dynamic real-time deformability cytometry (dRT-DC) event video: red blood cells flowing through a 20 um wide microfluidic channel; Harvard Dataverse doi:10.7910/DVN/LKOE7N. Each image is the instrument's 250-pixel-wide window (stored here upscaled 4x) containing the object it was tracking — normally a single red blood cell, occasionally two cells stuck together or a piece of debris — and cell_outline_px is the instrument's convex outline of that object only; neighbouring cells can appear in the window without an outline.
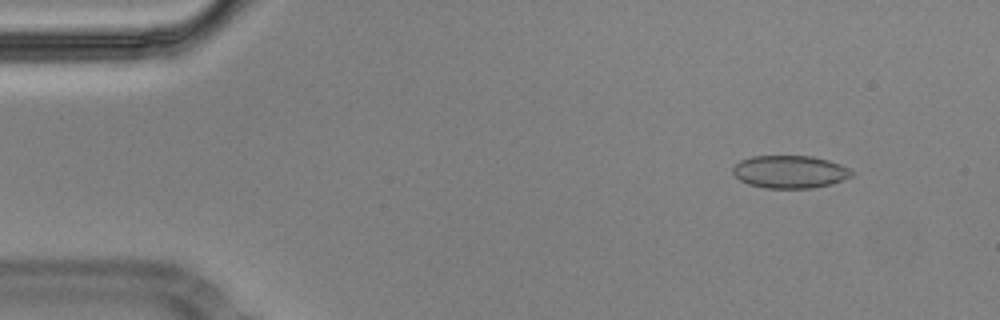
{"species": "Egyptian fruit bat (a non-hibernating species)", "species_latin": "Rousettus aegyptiacus", "temperature_condition": "cold", "stored_images_in_passage": 54, "camera_frame_rate_fps": 3000, "um_per_image_px": 0.085, "animal": {"sex": "male"}, "frame": {"image": 1, "passage_image": 4, "time_ms": 1.0, "image_size_px": [1000, 320], "cell_outline_px": [[856, 172], [852, 176], [832, 184], [812, 188], [764, 188], [748, 184], [740, 180], [732, 172], [732, 168], [740, 160], [752, 156], [812, 156], [828, 160], [840, 164]], "centroid_in_image_um": [67.15, 14.6], "position_along_channel_um": 17.9, "area_um2": 22.77}}
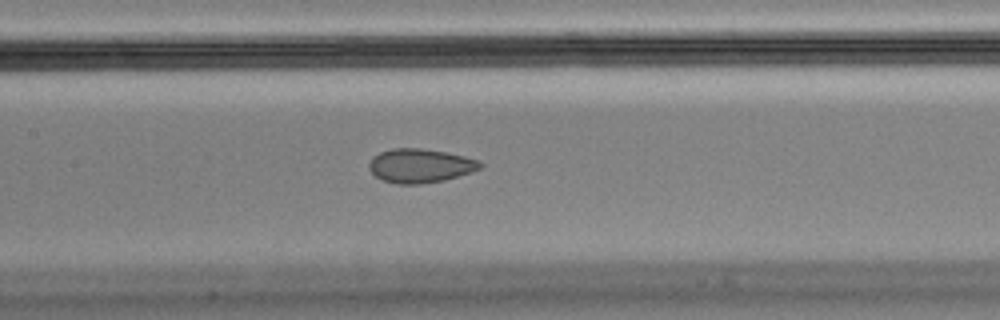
{"frame": {"image": 2, "passage_image": 24, "time_ms": 7.667, "image_size_px": [1000, 320], "cell_outline_px": [[484, 164], [480, 168], [444, 180], [420, 184], [396, 184], [380, 180], [368, 168], [368, 164], [372, 156], [380, 152], [392, 148], [420, 148], [444, 152], [464, 156], [476, 160]], "centroid_in_image_um": [35.64, 14.09], "position_along_channel_um": 171.8, "area_um2": 21.85}}
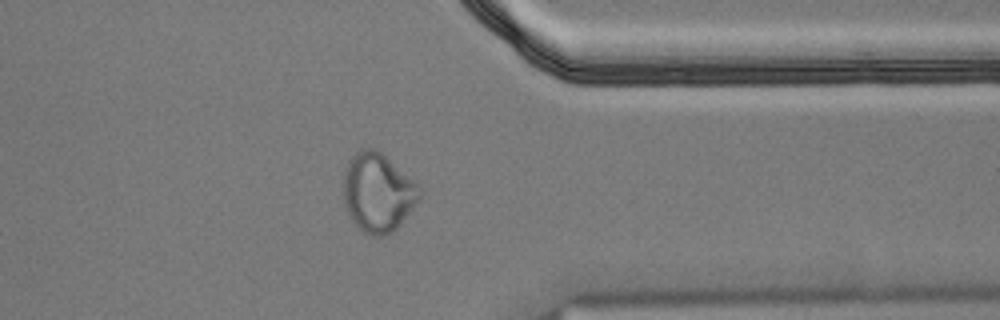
{"frame": {"image": 3, "passage_image": 42, "time_ms": 13.667, "image_size_px": [1000, 320], "cell_outline_px": [[420, 196], [412, 208], [400, 224], [392, 232], [380, 236], [372, 236], [364, 232], [348, 216], [344, 208], [344, 172], [352, 156], [360, 148], [376, 148], [412, 180], [416, 184], [420, 192]], "centroid_in_image_um": [32.07, 16.37], "position_along_channel_um": 379.3, "area_um2": 34.33}}